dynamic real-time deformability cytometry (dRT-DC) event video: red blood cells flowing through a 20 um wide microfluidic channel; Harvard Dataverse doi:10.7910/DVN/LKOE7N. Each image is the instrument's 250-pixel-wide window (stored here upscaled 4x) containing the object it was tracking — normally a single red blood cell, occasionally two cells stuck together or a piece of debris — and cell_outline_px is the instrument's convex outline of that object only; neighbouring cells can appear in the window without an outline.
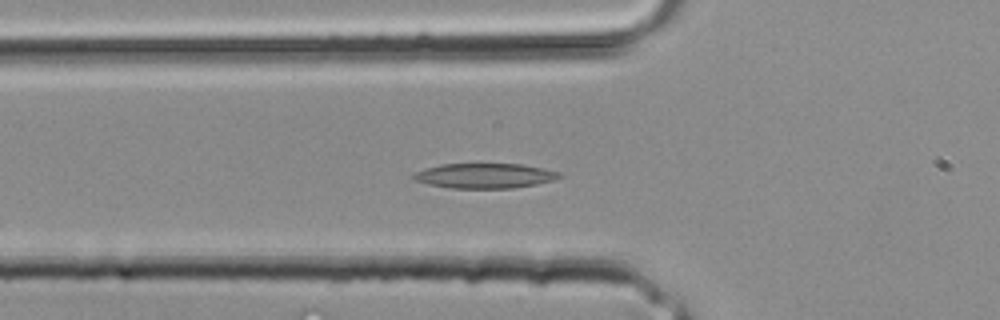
{"species": "common noctule bat (a hibernating species)", "species_latin": "Nyctalus noctula", "temperature_condition": "room temperature", "stored_images_in_passage": 32, "camera_frame_rate_fps": 3000, "um_per_image_px": 0.085, "animal": {"sex": "male", "body_mass_g": 20.4}, "frame": {"image": 1, "passage_image": 11, "time_ms": 3.333, "image_size_px": [1000, 320], "cell_outline_px": [[564, 176], [552, 180], [536, 184], [512, 188], [452, 188], [428, 184], [416, 180], [412, 176], [412, 172], [424, 168], [440, 164], [524, 164], [544, 168], [560, 172]], "centroid_in_image_um": [41.2, 14.93], "position_along_channel_um": 84.6, "area_um2": 21.27}}
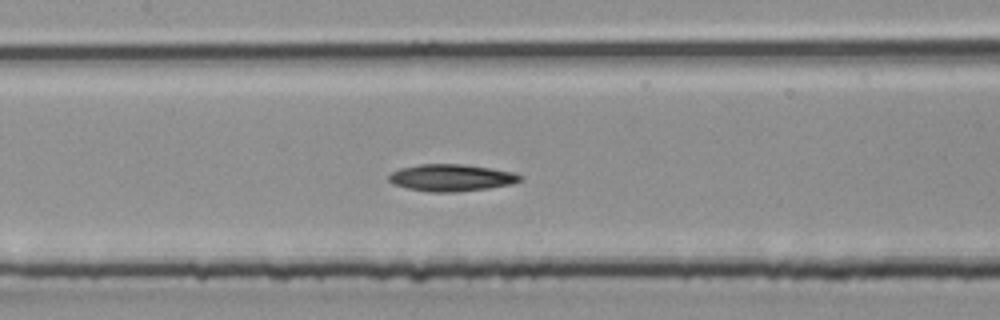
{"frame": {"image": 2, "passage_image": 15, "time_ms": 4.667, "image_size_px": [1000, 320], "cell_outline_px": [[524, 180], [512, 184], [488, 188], [456, 192], [432, 192], [408, 188], [392, 184], [388, 180], [388, 176], [392, 172], [400, 168], [420, 164], [464, 164], [516, 172], [524, 176]], "centroid_in_image_um": [38.41, 15.1], "position_along_channel_um": 169.0, "area_um2": 20.81}}
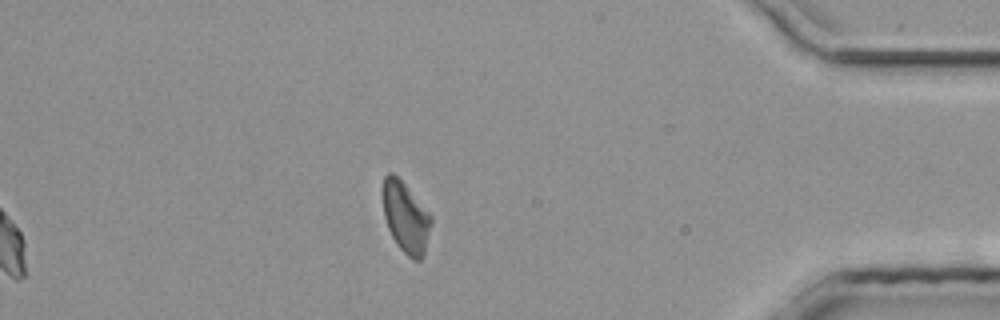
{"frame": {"image": 3, "passage_image": 28, "time_ms": 9.0, "image_size_px": [1000, 320], "cell_outline_px": [[432, 220], [424, 252], [420, 260], [412, 260], [396, 244], [388, 228], [384, 216], [380, 192], [384, 176], [388, 172], [392, 172], [404, 184], [432, 216]], "centroid_in_image_um": [34.43, 18.44], "position_along_channel_um": 400.8, "area_um2": 19.94}}